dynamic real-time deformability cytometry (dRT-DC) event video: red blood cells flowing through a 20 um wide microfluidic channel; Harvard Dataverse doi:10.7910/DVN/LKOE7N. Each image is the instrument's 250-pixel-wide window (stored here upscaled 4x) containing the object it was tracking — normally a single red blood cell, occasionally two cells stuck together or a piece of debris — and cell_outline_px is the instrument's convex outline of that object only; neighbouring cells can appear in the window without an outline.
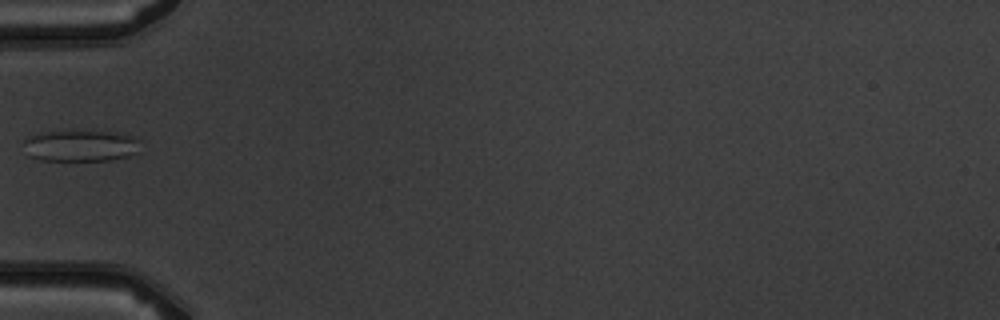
{"species": "common noctule bat (a hibernating species)", "species_latin": "Nyctalus noctula", "temperature_condition": "warm", "stored_images_in_passage": 1, "camera_frame_rate_fps": 3000, "um_per_image_px": 0.085, "animal": {"sex": "male", "body_mass_g": 19.5, "forearm_length_mm": 54.6}, "frame": {"image": 1, "passage_image": 1, "time_ms": 0.0, "image_size_px": [1000, 320], "cell_outline_px": [[140, 140], [136, 152], [128, 156], [112, 160], [40, 160], [28, 156], [24, 140], [24, 136], [72, 128], [112, 132], [136, 136]], "centroid_in_image_um": [6.84, 12.34], "position_along_channel_um": 78.2, "area_um2": 22.02}}